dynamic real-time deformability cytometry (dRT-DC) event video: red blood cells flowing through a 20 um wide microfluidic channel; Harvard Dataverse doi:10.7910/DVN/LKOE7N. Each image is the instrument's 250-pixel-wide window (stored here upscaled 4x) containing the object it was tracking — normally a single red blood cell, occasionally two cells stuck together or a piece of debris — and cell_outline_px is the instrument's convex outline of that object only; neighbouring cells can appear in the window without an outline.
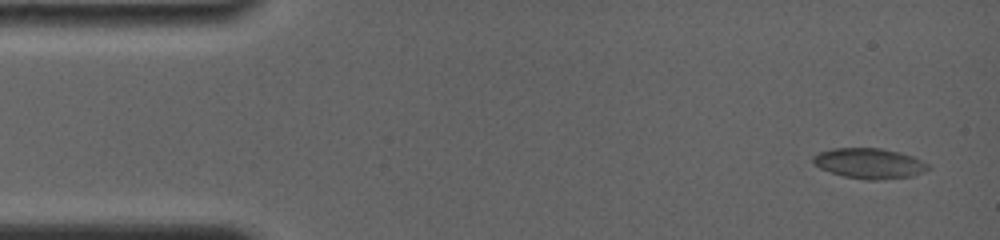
{"species": "common noctule bat (a hibernating species)", "species_latin": "Nyctalus noctula", "temperature_condition": "room temperature", "stored_images_in_passage": 9, "camera_frame_rate_fps": 4000, "um_per_image_px": 0.085, "animal": {"sex": "female", "body_mass_g": 19.0, "forearm_length_mm": 56.7}, "frame": {"image": 1, "passage_image": 1, "time_ms": 0.0, "image_size_px": [1000, 240], "cell_outline_px": [[932, 168], [924, 172], [912, 176], [876, 180], [868, 180], [844, 176], [820, 168], [812, 160], [812, 156], [820, 152], [832, 148], [880, 148], [900, 152], [912, 156], [928, 164]], "centroid_in_image_um": [73.92, 13.88], "position_along_channel_um": 11.1, "area_um2": 20.23}}
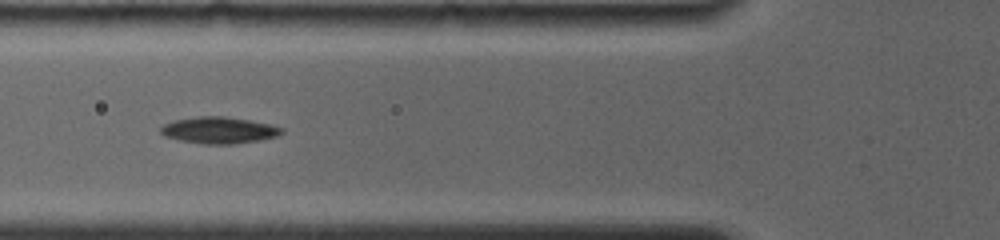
{"frame": {"image": 2, "passage_image": 6, "time_ms": 5.25, "image_size_px": [1000, 240], "cell_outline_px": [[284, 132], [276, 136], [260, 140], [232, 144], [204, 144], [180, 140], [164, 136], [160, 132], [160, 128], [164, 124], [172, 120], [196, 116], [224, 116], [272, 124], [284, 128]], "centroid_in_image_um": [18.61, 11.06], "position_along_channel_um": 107.2, "area_um2": 18.84}}
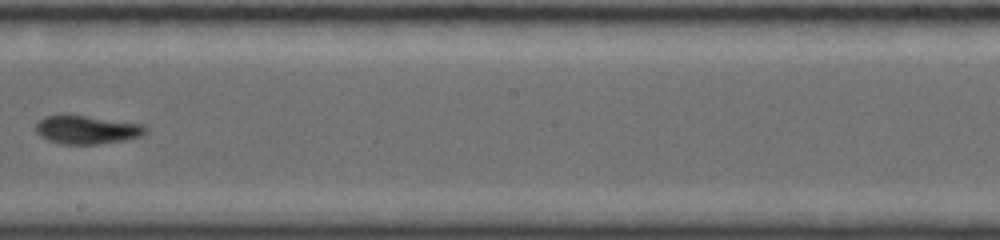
{"frame": {"image": 3, "passage_image": 9, "time_ms": 8.75, "image_size_px": [1000, 240], "cell_outline_px": [[148, 128], [140, 136], [124, 140], [96, 144], [64, 144], [48, 140], [40, 136], [36, 132], [36, 124], [44, 116], [72, 112], [140, 124]], "centroid_in_image_um": [7.32, 10.98], "position_along_channel_um": 240.9, "area_um2": 18.61}}